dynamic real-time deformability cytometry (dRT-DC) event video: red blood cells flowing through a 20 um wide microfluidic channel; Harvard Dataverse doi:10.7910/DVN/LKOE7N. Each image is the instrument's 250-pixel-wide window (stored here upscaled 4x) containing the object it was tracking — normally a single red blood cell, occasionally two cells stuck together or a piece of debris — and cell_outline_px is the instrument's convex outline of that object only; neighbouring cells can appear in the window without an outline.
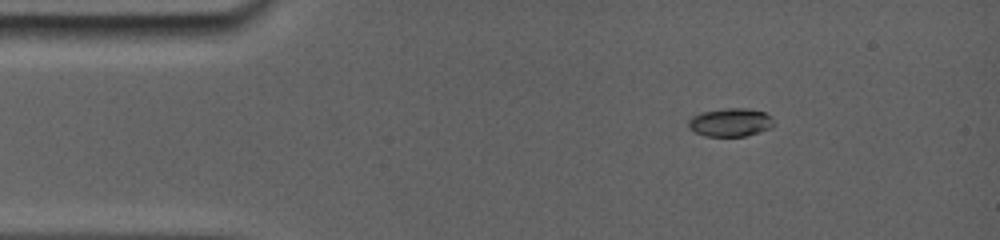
{"species": "common noctule bat (a hibernating species)", "species_latin": "Nyctalus noctula", "temperature_condition": "room temperature", "stored_images_in_passage": 24, "camera_frame_rate_fps": 5000, "um_per_image_px": 0.085, "animal": {"sex": "female", "body_mass_g": 19.0, "forearm_length_mm": 56.7}, "frame": {"image": 1, "passage_image": 1, "time_ms": 0.0, "image_size_px": [1000, 240], "cell_outline_px": [[772, 124], [768, 128], [744, 136], [708, 136], [696, 132], [688, 124], [688, 120], [704, 112], [728, 108], [744, 108], [764, 112], [768, 116]], "centroid_in_image_um": [62.06, 10.4], "position_along_channel_um": 22.9, "area_um2": 13.29}}
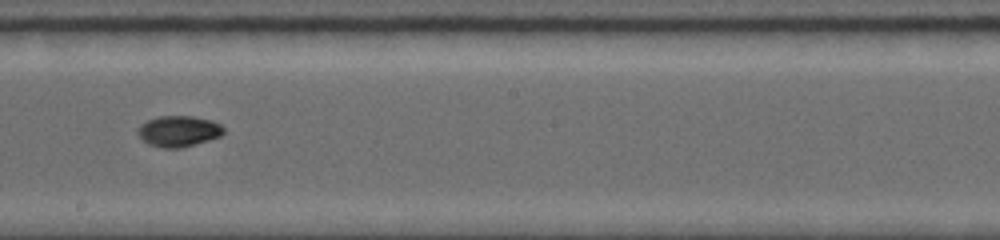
{"frame": {"image": 2, "passage_image": 13, "time_ms": 7.0, "image_size_px": [1000, 240], "cell_outline_px": [[224, 132], [220, 136], [208, 140], [180, 148], [164, 148], [148, 144], [136, 132], [140, 124], [148, 120], [160, 116], [192, 116], [212, 120], [220, 124], [224, 128]], "centroid_in_image_um": [15.18, 11.14], "position_along_channel_um": 233.0, "area_um2": 15.37}}
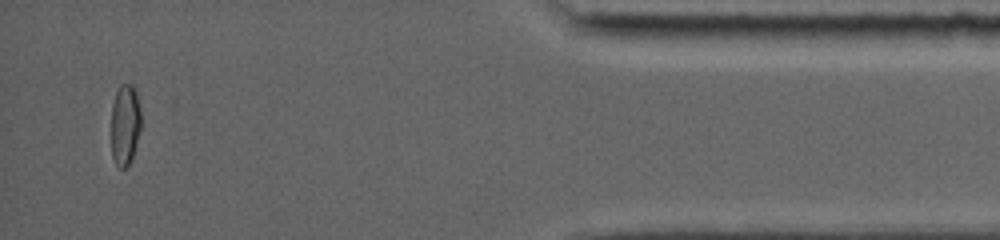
{"frame": {"image": 3, "passage_image": 23, "time_ms": 13.2, "image_size_px": [1000, 240], "cell_outline_px": [[140, 128], [136, 144], [132, 156], [128, 164], [124, 168], [120, 168], [116, 164], [112, 156], [112, 104], [116, 92], [120, 84], [132, 84], [136, 92], [140, 108]], "centroid_in_image_um": [10.62, 10.56], "position_along_channel_um": 424.6, "area_um2": 13.87}, "authors_computed_cell_mechanics": {"area_um2": 14.5945, "velocity_mm_per_s": 3.88, "shape_relaxation_time_tau1_ms": 4.0855, "shape_relaxation_time_tau2_ms": 3.1583, "deformation_change_tau1": 0.1545, "deformation_change_tau2": 0.0291}}